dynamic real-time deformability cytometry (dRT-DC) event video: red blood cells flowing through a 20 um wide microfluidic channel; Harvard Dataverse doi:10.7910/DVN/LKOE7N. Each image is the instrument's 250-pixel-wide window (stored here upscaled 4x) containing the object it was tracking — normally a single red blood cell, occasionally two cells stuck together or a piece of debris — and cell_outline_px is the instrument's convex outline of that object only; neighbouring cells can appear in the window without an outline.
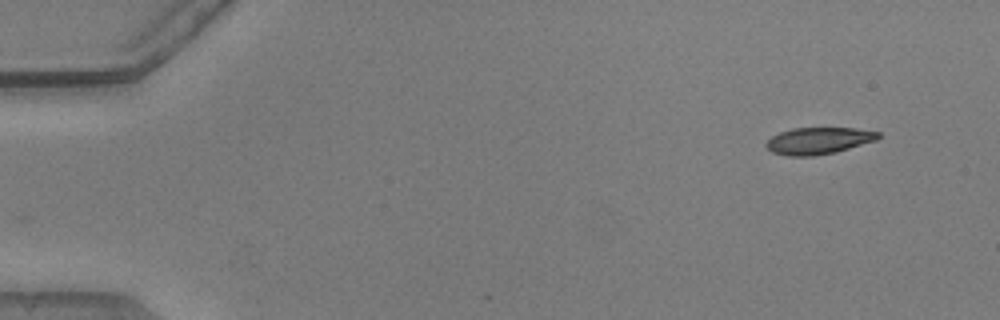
{"species": "common noctule bat (a hibernating species)", "species_latin": "Nyctalus noctula", "temperature_condition": "warm", "stored_images_in_passage": 9, "camera_frame_rate_fps": 3000, "um_per_image_px": 0.085, "animal": {"sex": "male", "body_mass_g": 20.5, "forearm_length_mm": 52.5}, "frame": {"image": 1, "passage_image": 1, "time_ms": 0.0, "image_size_px": [1000, 320], "cell_outline_px": [[880, 136], [876, 140], [836, 152], [812, 156], [788, 156], [772, 152], [764, 144], [772, 136], [780, 132], [792, 128], [856, 128], [880, 132]], "centroid_in_image_um": [69.57, 11.96], "position_along_channel_um": 15.4, "area_um2": 17.46}}